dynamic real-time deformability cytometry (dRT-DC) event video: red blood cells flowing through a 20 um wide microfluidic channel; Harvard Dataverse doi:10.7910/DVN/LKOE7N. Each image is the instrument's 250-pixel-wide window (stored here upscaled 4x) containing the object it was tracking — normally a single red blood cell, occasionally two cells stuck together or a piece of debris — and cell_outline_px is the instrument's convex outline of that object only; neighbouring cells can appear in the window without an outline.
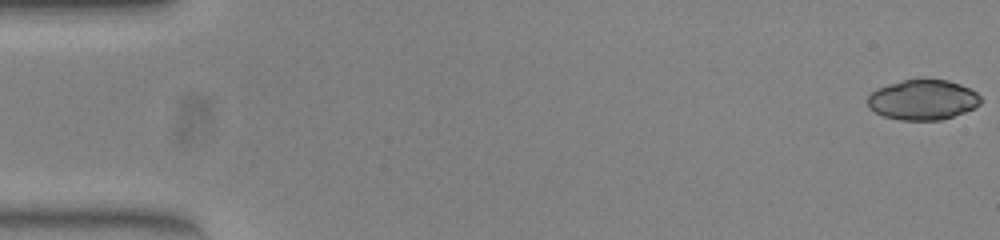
{"species": "common noctule bat (a hibernating species)", "species_latin": "Nyctalus noctula", "temperature_condition": "warm", "stored_images_in_passage": 53, "camera_frame_rate_fps": 3000, "um_per_image_px": 0.085, "animal": {"sex": "female", "body_mass_g": 23.0, "forearm_length_mm": 53.4}, "frame": {"image": 1, "passage_image": 1, "time_ms": 0.0, "image_size_px": [1000, 240], "cell_outline_px": [[984, 100], [976, 108], [940, 120], [900, 120], [884, 116], [876, 112], [868, 104], [868, 96], [876, 88], [888, 84], [904, 80], [924, 76], [948, 80], [960, 84], [976, 92]], "centroid_in_image_um": [78.47, 8.44], "position_along_channel_um": 6.5, "area_um2": 26.93}}
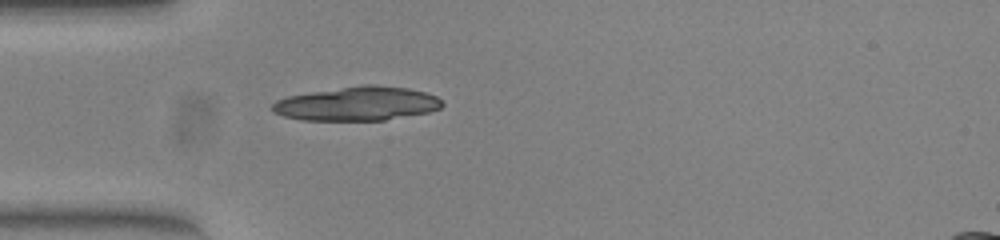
{"frame": {"image": 2, "passage_image": 16, "time_ms": 5.0, "image_size_px": [1000, 240], "cell_outline_px": [[444, 104], [440, 108], [428, 112], [384, 120], [300, 120], [284, 116], [272, 112], [272, 104], [276, 100], [288, 96], [312, 92], [364, 84], [376, 84], [408, 88], [424, 92], [436, 96]], "centroid_in_image_um": [30.36, 8.81], "position_along_channel_um": 54.6, "area_um2": 33.52}}